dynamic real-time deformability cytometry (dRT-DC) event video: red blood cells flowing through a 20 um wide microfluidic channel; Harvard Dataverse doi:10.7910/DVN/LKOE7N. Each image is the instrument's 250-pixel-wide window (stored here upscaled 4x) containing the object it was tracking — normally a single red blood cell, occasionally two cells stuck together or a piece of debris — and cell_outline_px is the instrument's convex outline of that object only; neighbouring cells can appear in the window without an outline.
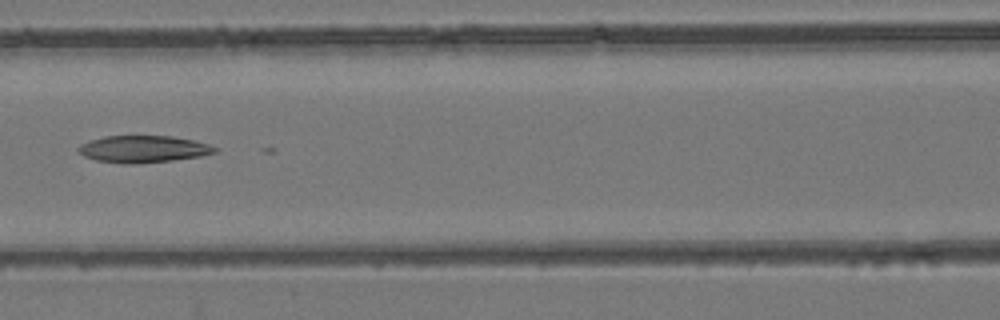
{"species": "common noctule bat (a hibernating species)", "species_latin": "Nyctalus noctula", "temperature_condition": "room temperature", "stored_images_in_passage": 14, "camera_frame_rate_fps": 3000, "um_per_image_px": 0.085, "animal": {"sex": "female", "body_mass_g": 24.6, "forearm_length_mm": 56.2}, "frame": {"image": 1, "passage_image": 6, "time_ms": 6.667, "image_size_px": [1000, 320], "cell_outline_px": [[220, 148], [216, 152], [200, 156], [172, 160], [132, 164], [124, 164], [96, 160], [84, 156], [76, 148], [80, 144], [104, 136], [172, 136], [196, 140]], "centroid_in_image_um": [12.2, 12.66], "position_along_channel_um": 154.4, "area_um2": 21.44}}
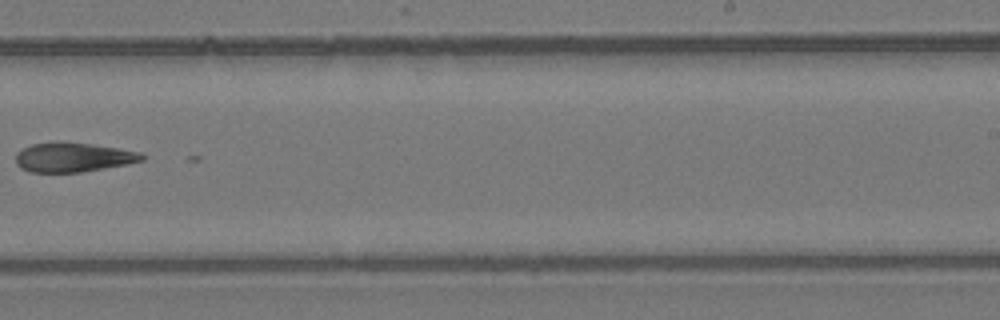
{"frame": {"image": 2, "passage_image": 9, "time_ms": 10.0, "image_size_px": [1000, 320], "cell_outline_px": [[148, 156], [144, 160], [104, 168], [80, 172], [28, 172], [20, 168], [16, 164], [16, 152], [32, 144], [60, 140], [92, 144], [140, 152]], "centroid_in_image_um": [6.18, 13.35], "position_along_channel_um": 282.8, "area_um2": 21.79}}
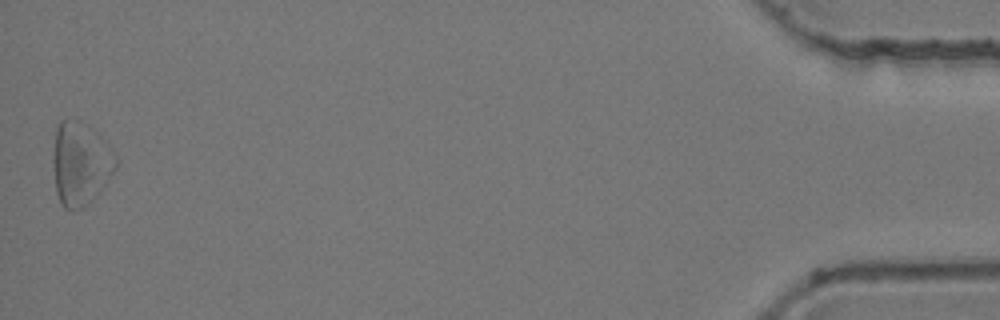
{"frame": {"image": 3, "passage_image": 14, "time_ms": 16.333, "image_size_px": [1000, 320], "cell_outline_px": [[120, 160], [116, 168], [104, 184], [88, 204], [80, 208], [64, 208], [60, 204], [56, 192], [52, 164], [52, 160], [56, 128], [60, 120], [80, 120], [88, 124], [100, 132]], "centroid_in_image_um": [6.85, 13.84], "position_along_channel_um": 428.4, "area_um2": 30.87}}